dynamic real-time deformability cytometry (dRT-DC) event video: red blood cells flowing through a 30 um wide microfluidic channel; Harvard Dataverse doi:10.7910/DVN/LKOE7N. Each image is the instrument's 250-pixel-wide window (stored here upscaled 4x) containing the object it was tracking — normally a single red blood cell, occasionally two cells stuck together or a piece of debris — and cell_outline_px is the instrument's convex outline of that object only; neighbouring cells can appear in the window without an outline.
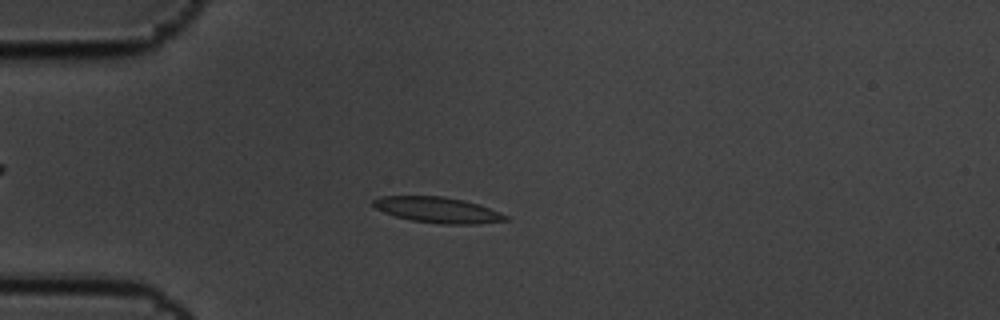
{"species": "common noctule bat (a hibernating species)", "species_latin": "Nyctalus noctula", "temperature_condition": "cold", "stored_images_in_passage": 5, "camera_frame_rate_fps": 3000, "um_per_image_px": 0.085, "animal": {"sex": "male", "body_mass_g": 19.5, "forearm_length_mm": 54.6}, "frame": {"image": 1, "passage_image": 3, "time_ms": 0.667, "image_size_px": [1000, 320], "cell_outline_px": [[508, 220], [480, 224], [440, 224], [412, 220], [396, 216], [384, 212], [376, 208], [372, 204], [372, 200], [380, 196], [444, 196], [464, 200], [480, 204], [500, 212], [508, 216]], "centroid_in_image_um": [37.23, 17.84], "position_along_channel_um": 47.8, "area_um2": 19.94}}
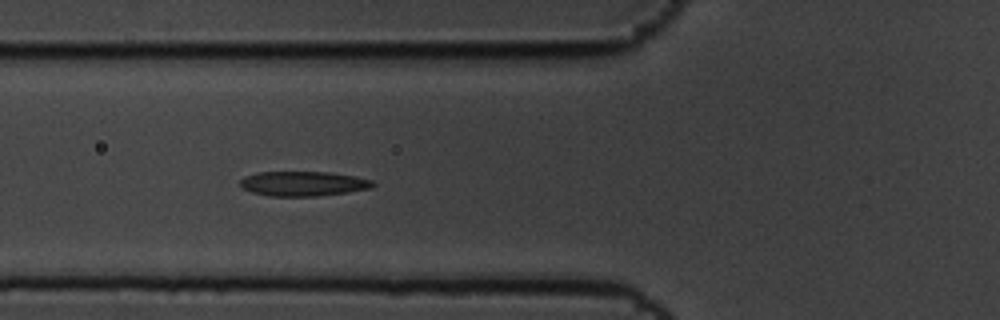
{"frame": {"image": 2, "passage_image": 5, "time_ms": 1.333, "image_size_px": [1000, 320], "cell_outline_px": [[376, 184], [372, 188], [348, 192], [316, 196], [268, 196], [252, 192], [244, 188], [240, 184], [240, 180], [244, 176], [256, 172], [328, 172], [356, 176], [372, 180]], "centroid_in_image_um": [25.79, 15.61], "position_along_channel_um": 100.0, "area_um2": 19.19}}